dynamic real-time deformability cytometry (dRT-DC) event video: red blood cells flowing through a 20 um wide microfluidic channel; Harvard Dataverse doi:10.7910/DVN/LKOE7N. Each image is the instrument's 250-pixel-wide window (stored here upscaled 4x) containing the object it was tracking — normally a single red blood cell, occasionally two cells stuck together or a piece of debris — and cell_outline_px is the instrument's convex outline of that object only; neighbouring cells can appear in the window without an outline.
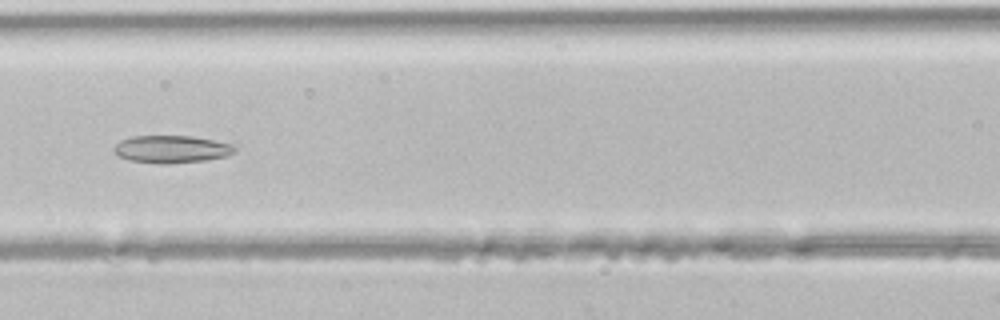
{"species": "common noctule bat (a hibernating species)", "species_latin": "Nyctalus noctula", "temperature_condition": "room temperature", "stored_images_in_passage": 34, "camera_frame_rate_fps": 3000, "um_per_image_px": 0.085, "animal": {"sex": "male", "body_mass_g": 21.5, "forearm_length_mm": 52.0}, "frame": {"image": 1, "passage_image": 13, "time_ms": 4.0, "image_size_px": [1000, 320], "cell_outline_px": [[236, 152], [228, 156], [208, 160], [168, 164], [164, 164], [128, 160], [120, 156], [112, 148], [120, 140], [132, 136], [192, 136], [232, 144], [236, 148]], "centroid_in_image_um": [14.61, 12.68], "position_along_channel_um": 152.0, "area_um2": 19.42}}
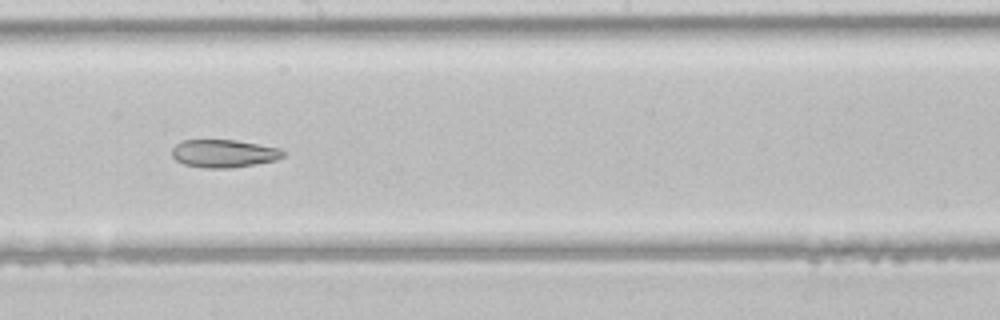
{"frame": {"image": 2, "passage_image": 18, "time_ms": 5.667, "image_size_px": [1000, 320], "cell_outline_px": [[284, 156], [276, 160], [256, 164], [232, 168], [204, 168], [184, 164], [176, 160], [172, 156], [172, 148], [180, 140], [236, 140], [280, 148], [284, 152]], "centroid_in_image_um": [19.01, 13.05], "position_along_channel_um": 229.2, "area_um2": 18.15}}
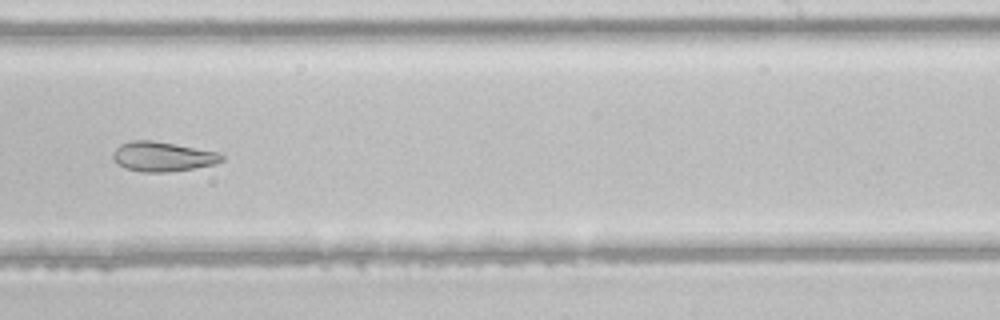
{"frame": {"image": 3, "passage_image": 21, "time_ms": 6.667, "image_size_px": [1000, 320], "cell_outline_px": [[224, 160], [216, 164], [168, 172], [144, 172], [124, 168], [112, 156], [112, 152], [120, 144], [132, 140], [152, 140], [220, 152], [224, 156]], "centroid_in_image_um": [13.85, 13.3], "position_along_channel_um": 275.2, "area_um2": 18.79}}